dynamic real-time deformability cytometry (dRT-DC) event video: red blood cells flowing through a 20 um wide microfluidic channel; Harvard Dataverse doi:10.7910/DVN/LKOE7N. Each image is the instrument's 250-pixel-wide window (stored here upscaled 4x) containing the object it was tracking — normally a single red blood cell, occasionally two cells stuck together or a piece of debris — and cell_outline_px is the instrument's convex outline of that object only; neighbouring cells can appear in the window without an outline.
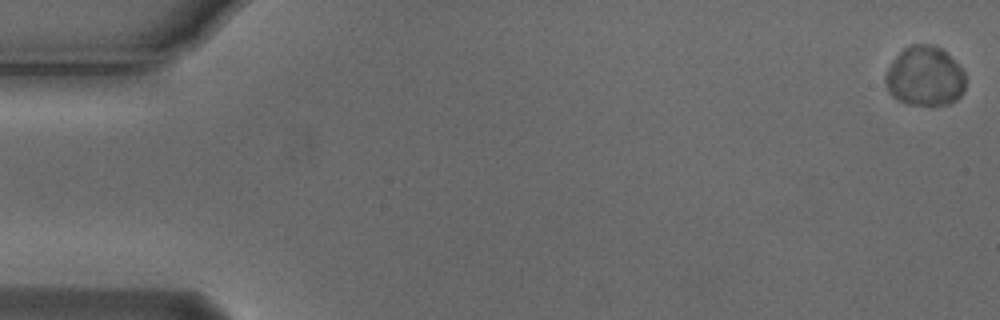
{"species": "Egyptian fruit bat (a non-hibernating species)", "species_latin": "Rousettus aegyptiacus", "temperature_condition": "cold", "stored_images_in_passage": 56, "camera_frame_rate_fps": 3000, "um_per_image_px": 0.085, "animal": {"sex": "male"}, "frame": {"image": 1, "passage_image": 1, "time_ms": 0.0, "image_size_px": [1000, 320], "cell_outline_px": [[964, 92], [956, 100], [948, 104], [908, 104], [896, 100], [888, 92], [884, 80], [884, 76], [888, 68], [896, 56], [904, 48], [912, 44], [928, 44], [940, 48], [964, 72]], "centroid_in_image_um": [78.57, 6.5], "position_along_channel_um": 6.4, "area_um2": 27.57}}
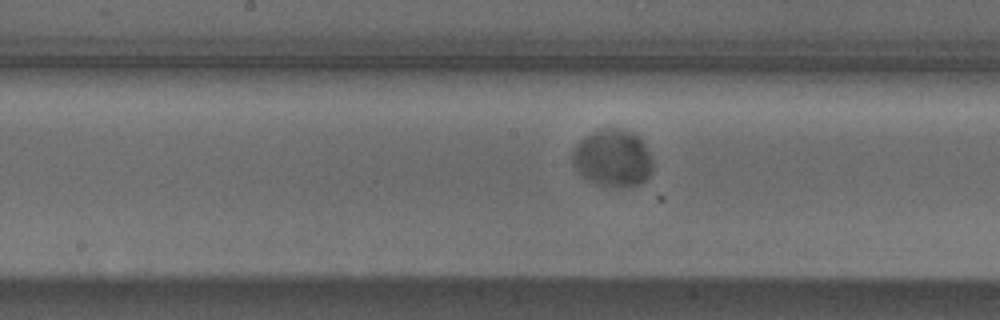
{"frame": {"image": 2, "passage_image": 29, "time_ms": 9.333, "image_size_px": [1000, 320], "cell_outline_px": [[652, 168], [648, 176], [640, 184], [600, 184], [584, 176], [572, 164], [572, 152], [588, 136], [600, 128], [616, 128], [628, 132], [636, 136], [640, 140], [652, 164]], "centroid_in_image_um": [52.06, 13.41], "position_along_channel_um": 196.1, "area_um2": 25.03}}
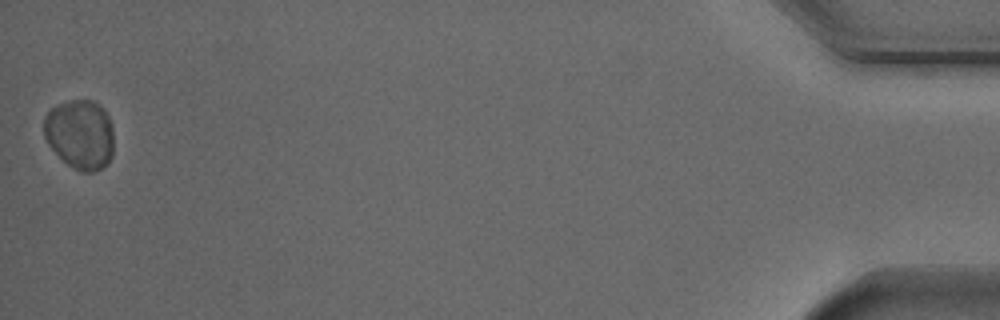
{"frame": {"image": 3, "passage_image": 56, "time_ms": 18.333, "image_size_px": [1000, 320], "cell_outline_px": [[112, 156], [108, 164], [92, 172], [80, 172], [68, 164], [48, 144], [44, 136], [44, 116], [52, 108], [68, 100], [92, 100], [104, 108], [112, 124]], "centroid_in_image_um": [6.81, 11.41], "position_along_channel_um": 428.4, "area_um2": 28.26}, "authors_computed_cell_mechanics": {"area_um2": 27.1949, "velocity_mm_per_s": 3.6392, "shape_relaxation_time_tau1_ms": 2.5046, "shape_relaxation_time_tau2_ms": null, "deformation_change_tau1": 0.0403, "deformation_change_tau2": null}}